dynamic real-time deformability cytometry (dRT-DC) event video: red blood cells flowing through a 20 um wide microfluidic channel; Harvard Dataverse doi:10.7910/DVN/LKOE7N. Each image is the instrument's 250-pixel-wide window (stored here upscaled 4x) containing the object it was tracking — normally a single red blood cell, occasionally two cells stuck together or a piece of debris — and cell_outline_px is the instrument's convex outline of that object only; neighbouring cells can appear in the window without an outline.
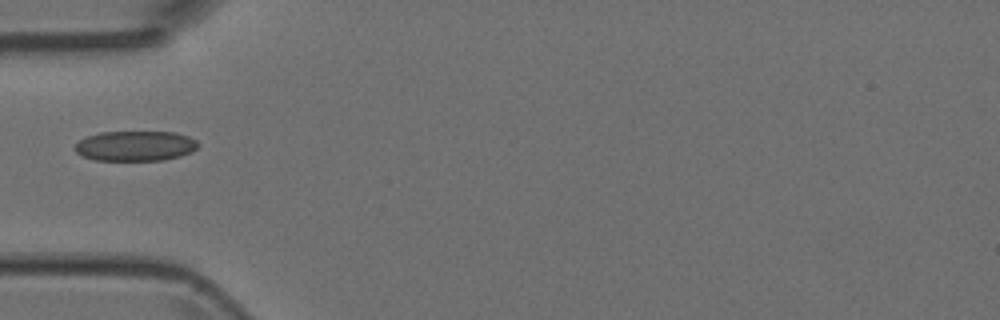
{"species": "Egyptian fruit bat (a non-hibernating species)", "species_latin": "Rousettus aegyptiacus", "temperature_condition": "room temperature", "stored_images_in_passage": 2, "camera_frame_rate_fps": 3000, "um_per_image_px": 0.085, "animal": {"sex": "female"}, "frame": {"image": 1, "passage_image": 1, "time_ms": 0.0, "image_size_px": [1000, 320], "cell_outline_px": [[200, 144], [192, 152], [180, 156], [164, 160], [96, 160], [84, 156], [76, 152], [72, 148], [80, 140], [88, 136], [100, 132], [176, 132], [188, 136], [196, 140]], "centroid_in_image_um": [11.52, 12.4], "position_along_channel_um": 73.5, "area_um2": 21.62}}
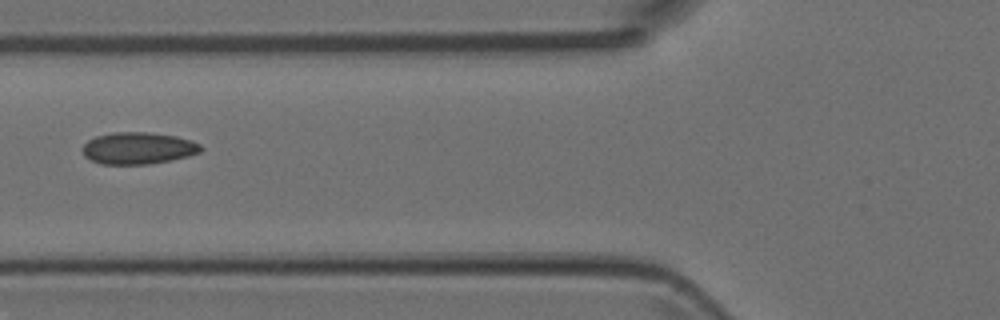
{"frame": {"image": 2, "passage_image": 2, "time_ms": 0.333, "image_size_px": [1000, 320], "cell_outline_px": [[204, 148], [200, 152], [188, 156], [172, 160], [148, 164], [100, 164], [84, 156], [80, 148], [88, 140], [96, 136], [112, 132], [148, 132], [176, 136], [192, 140], [200, 144]], "centroid_in_image_um": [11.74, 12.59], "position_along_channel_um": 114.1, "area_um2": 22.2}}